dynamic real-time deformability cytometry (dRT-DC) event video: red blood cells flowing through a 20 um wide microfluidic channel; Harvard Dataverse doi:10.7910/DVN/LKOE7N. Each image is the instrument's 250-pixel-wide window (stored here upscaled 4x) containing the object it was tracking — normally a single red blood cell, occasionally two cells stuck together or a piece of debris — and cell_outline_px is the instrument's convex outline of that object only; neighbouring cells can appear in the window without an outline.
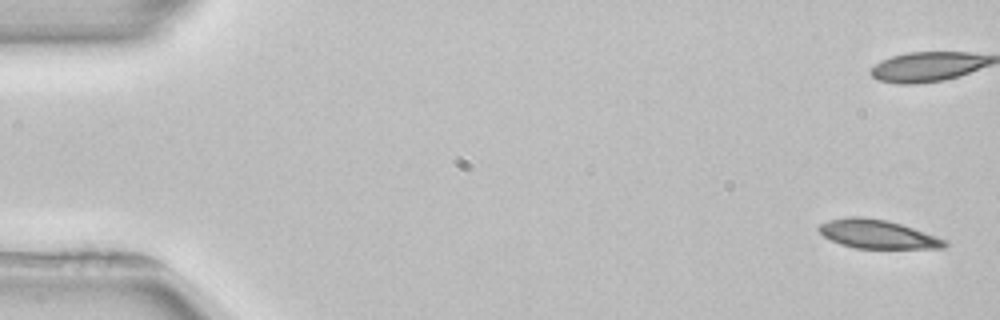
{"species": "common noctule bat (a hibernating species)", "species_latin": "Nyctalus noctula", "temperature_condition": "room temperature", "stored_images_in_passage": 5, "camera_frame_rate_fps": 3000, "um_per_image_px": 0.085, "animal": {"sex": "female", "body_mass_g": 22.7, "forearm_length_mm": 54.2}, "frame": {"image": 1, "passage_image": 1, "time_ms": 0.0, "image_size_px": [1000, 320], "cell_outline_px": [[948, 244], [944, 248], [856, 248], [840, 244], [824, 236], [816, 228], [820, 224], [828, 220], [852, 216], [856, 216], [888, 220], [948, 240]], "centroid_in_image_um": [74.58, 19.9], "position_along_channel_um": 10.4, "area_um2": 20.87}}